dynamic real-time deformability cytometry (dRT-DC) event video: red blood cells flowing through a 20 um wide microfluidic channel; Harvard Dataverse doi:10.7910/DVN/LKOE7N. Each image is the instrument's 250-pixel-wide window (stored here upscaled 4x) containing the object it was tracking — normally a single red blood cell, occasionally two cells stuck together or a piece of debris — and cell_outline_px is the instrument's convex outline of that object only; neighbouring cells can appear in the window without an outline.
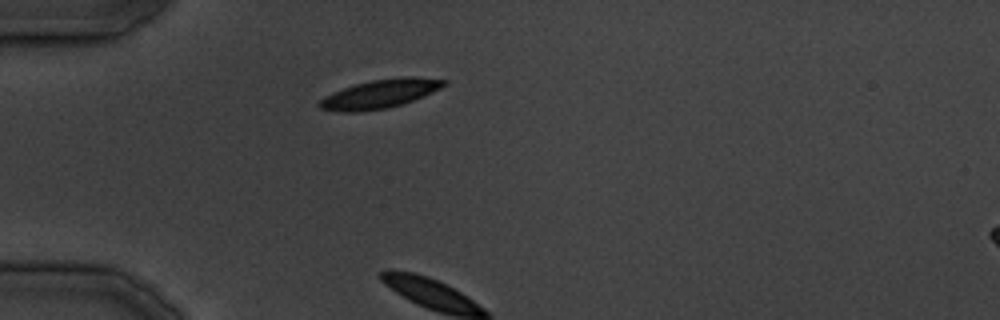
{"species": "common noctule bat (a hibernating species)", "species_latin": "Nyctalus noctula", "temperature_condition": "cold", "stored_images_in_passage": 28, "camera_frame_rate_fps": 3000, "um_per_image_px": 0.085, "animal": {"sex": "male", "body_mass_g": 19.5, "forearm_length_mm": 54.6}, "frame": {"image": 1, "passage_image": 1, "time_ms": 0.0, "image_size_px": [1000, 320], "cell_outline_px": [[448, 84], [432, 92], [404, 104], [388, 108], [360, 112], [340, 112], [320, 108], [316, 104], [324, 96], [332, 92], [356, 84], [372, 80], [448, 80]], "centroid_in_image_um": [32.15, 8.06], "position_along_channel_um": 52.9, "area_um2": 19.77}}
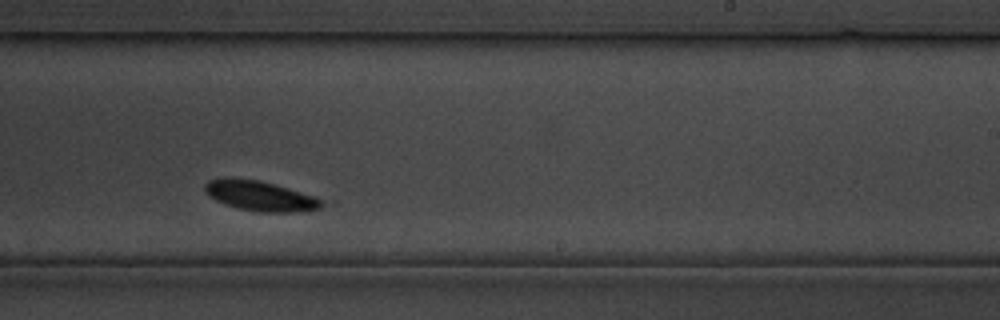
{"frame": {"image": 2, "passage_image": 16, "time_ms": 17.667, "image_size_px": [1000, 320], "cell_outline_px": [[324, 204], [320, 208], [296, 212], [260, 212], [240, 208], [224, 204], [208, 196], [204, 192], [204, 184], [208, 180], [224, 176], [232, 176], [260, 180], [276, 184], [324, 200]], "centroid_in_image_um": [22.03, 16.62], "position_along_channel_um": 267.0, "area_um2": 20.75}}